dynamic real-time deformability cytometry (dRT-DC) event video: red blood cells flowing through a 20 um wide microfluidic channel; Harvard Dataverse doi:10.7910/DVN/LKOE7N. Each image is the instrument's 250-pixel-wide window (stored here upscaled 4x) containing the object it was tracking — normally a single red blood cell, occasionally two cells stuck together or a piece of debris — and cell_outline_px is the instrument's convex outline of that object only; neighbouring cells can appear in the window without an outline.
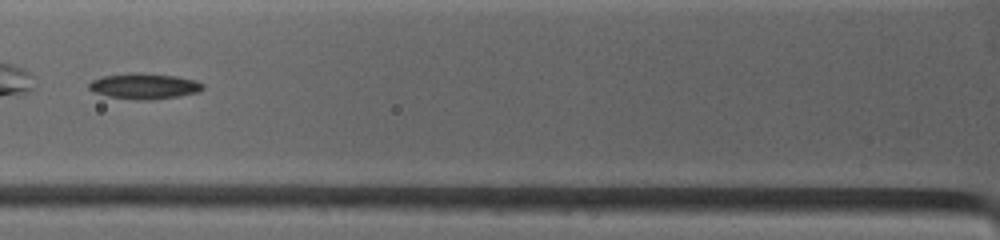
{"species": "common noctule bat (a hibernating species)", "species_latin": "Nyctalus noctula", "temperature_condition": "warm", "stored_images_in_passage": 4, "camera_frame_rate_fps": 4500, "um_per_image_px": 0.085, "animal": {"sex": "female", "body_mass_g": 19.0, "forearm_length_mm": 53.3}, "frame": {"image": 1, "passage_image": 3, "time_ms": 1.333, "image_size_px": [1000, 240], "cell_outline_px": [[204, 88], [200, 92], [176, 96], [112, 96], [96, 92], [88, 88], [88, 84], [92, 80], [104, 76], [176, 76], [192, 80], [204, 84]], "centroid_in_image_um": [12.32, 7.31], "position_along_channel_um": 113.5, "area_um2": 14.57}}